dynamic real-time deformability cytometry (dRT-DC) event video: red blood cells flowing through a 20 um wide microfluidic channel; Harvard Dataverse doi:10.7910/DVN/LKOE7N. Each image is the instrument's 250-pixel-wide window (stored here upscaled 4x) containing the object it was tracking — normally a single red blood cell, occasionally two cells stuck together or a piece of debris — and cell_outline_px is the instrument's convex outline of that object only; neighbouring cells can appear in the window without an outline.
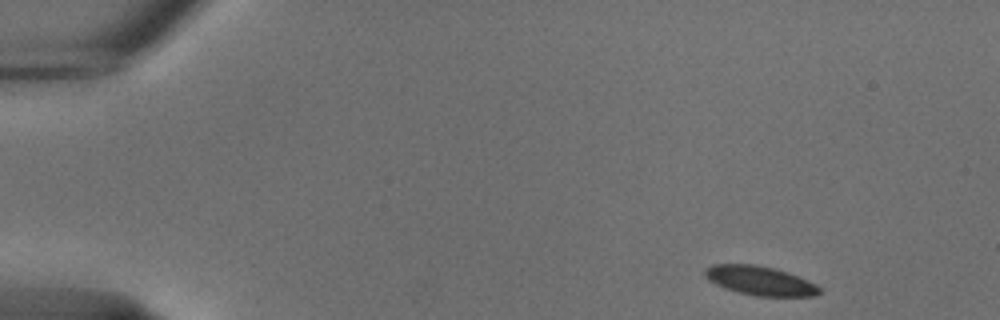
{"species": "common noctule bat (a hibernating species)", "species_latin": "Nyctalus noctula", "temperature_condition": "cold", "stored_images_in_passage": 49, "camera_frame_rate_fps": 3000, "um_per_image_px": 0.085, "animal": {"sex": "male", "body_mass_g": 18.8}, "frame": {"image": 1, "passage_image": 1, "time_ms": 0.0, "image_size_px": [1000, 320], "cell_outline_px": [[820, 292], [804, 296], [768, 296], [744, 292], [720, 284], [708, 276], [708, 268], [724, 264], [740, 264], [768, 268], [792, 276], [812, 284]], "centroid_in_image_um": [64.62, 23.87], "position_along_channel_um": 20.4, "area_um2": 16.82}}
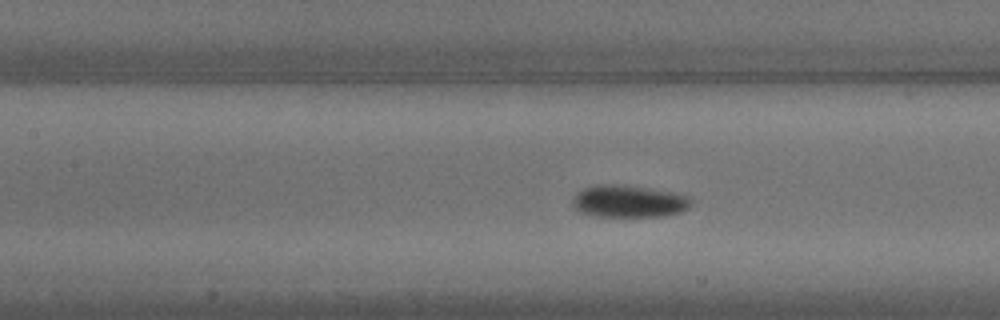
{"frame": {"image": 2, "passage_image": 20, "time_ms": 6.333, "image_size_px": [1000, 320], "cell_outline_px": [[684, 204], [680, 208], [668, 212], [600, 212], [584, 208], [580, 204], [580, 196], [584, 192], [596, 188], [616, 188], [672, 196], [680, 200]], "centroid_in_image_um": [53.35, 17.1], "position_along_channel_um": 154.0, "area_um2": 14.33}}
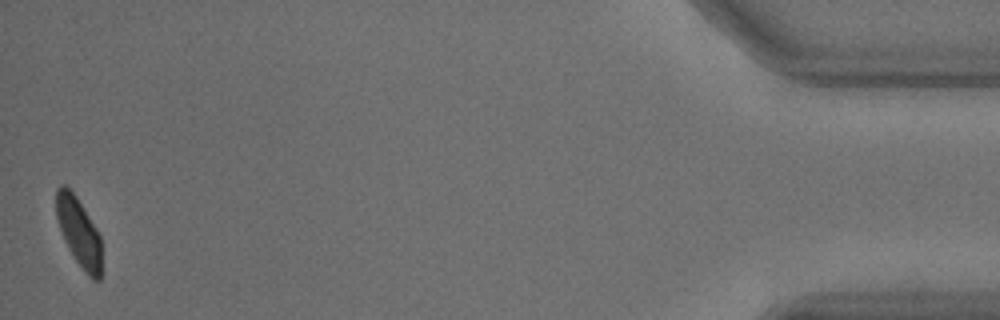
{"frame": {"image": 3, "passage_image": 49, "time_ms": 16.0, "image_size_px": [1000, 320], "cell_outline_px": [[100, 276], [96, 280], [80, 264], [72, 252], [64, 236], [56, 212], [56, 192], [60, 188], [68, 188], [72, 192], [80, 204], [100, 236]], "centroid_in_image_um": [6.71, 19.69], "position_along_channel_um": 428.5, "area_um2": 16.36}, "authors_computed_cell_mechanics": {"area_um2": 15.7216, "velocity_mm_per_s": 3.7125, "shape_relaxation_time_tau1_ms": 2.8861, "shape_relaxation_time_tau2_ms": null, "deformation_change_tau1": 0.103, "deformation_change_tau2": null}}